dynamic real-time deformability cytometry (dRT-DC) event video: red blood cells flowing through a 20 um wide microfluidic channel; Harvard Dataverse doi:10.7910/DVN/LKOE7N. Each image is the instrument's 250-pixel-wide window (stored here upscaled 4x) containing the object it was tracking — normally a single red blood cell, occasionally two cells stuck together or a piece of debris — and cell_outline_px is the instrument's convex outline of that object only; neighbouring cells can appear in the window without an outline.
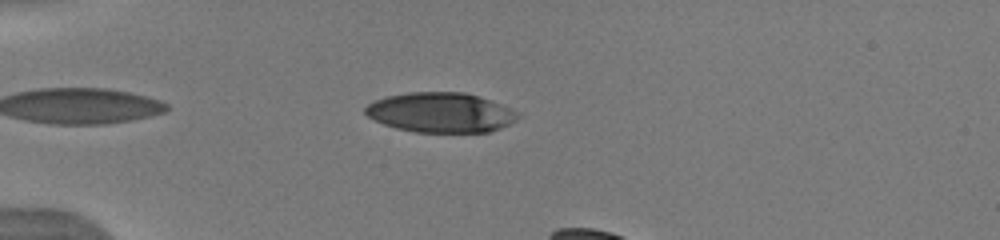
{"species": "human", "species_latin": "Homo sapiens", "temperature_condition": "warm", "stored_images_in_passage": 12, "camera_frame_rate_fps": 3000, "um_per_image_px": 0.085, "donor": {"sex": "male"}, "frame": {"image": 1, "passage_image": 6, "time_ms": 1.667, "image_size_px": [1000, 240], "cell_outline_px": [[520, 116], [508, 124], [500, 128], [488, 132], [416, 132], [396, 128], [384, 124], [368, 116], [364, 112], [364, 108], [372, 100], [384, 96], [408, 92], [464, 92], [500, 104], [516, 112]], "centroid_in_image_um": [37.39, 9.56], "position_along_channel_um": 47.6, "area_um2": 35.2}}